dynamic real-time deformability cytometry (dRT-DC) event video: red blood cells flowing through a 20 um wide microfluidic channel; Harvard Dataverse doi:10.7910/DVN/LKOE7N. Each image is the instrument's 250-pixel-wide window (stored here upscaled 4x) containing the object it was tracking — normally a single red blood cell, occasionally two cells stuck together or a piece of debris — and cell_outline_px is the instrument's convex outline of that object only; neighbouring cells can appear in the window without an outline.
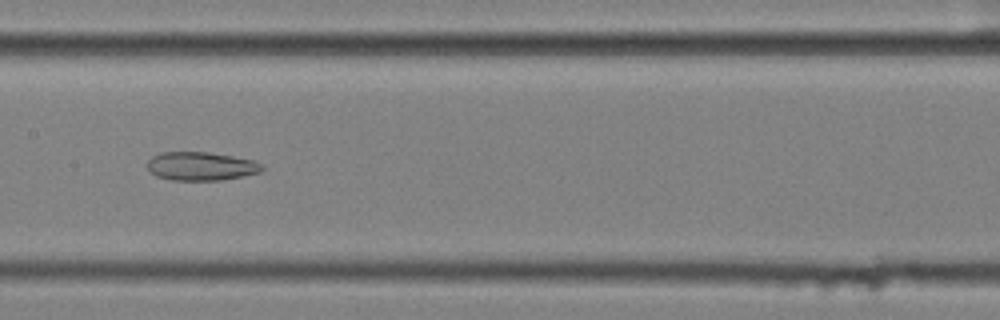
{"species": "common noctule bat (a hibernating species)", "species_latin": "Nyctalus noctula", "temperature_condition": "cold", "stored_images_in_passage": 58, "camera_frame_rate_fps": 3000, "um_per_image_px": 0.085, "animal": {"sex": "female", "body_mass_g": 25.1}, "frame": {"image": 1, "passage_image": 30, "time_ms": 9.667, "image_size_px": [1000, 320], "cell_outline_px": [[264, 168], [260, 172], [220, 180], [172, 180], [156, 176], [148, 172], [148, 160], [152, 156], [160, 152], [208, 152], [232, 156], [252, 160], [260, 164]], "centroid_in_image_um": [17.02, 14.12], "position_along_channel_um": 190.4, "area_um2": 18.96}}
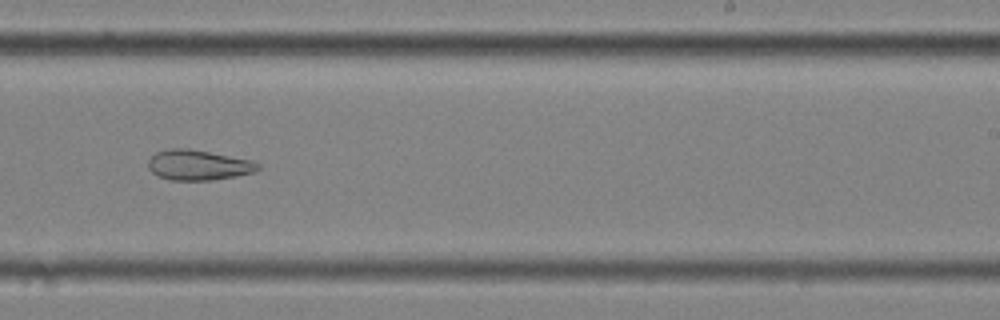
{"frame": {"image": 2, "passage_image": 37, "time_ms": 12.0, "image_size_px": [1000, 320], "cell_outline_px": [[260, 168], [252, 172], [236, 176], [212, 180], [172, 180], [156, 176], [148, 168], [148, 160], [156, 152], [168, 148], [188, 148], [252, 160], [260, 164]], "centroid_in_image_um": [16.83, 14.02], "position_along_channel_um": 272.2, "area_um2": 19.36}}
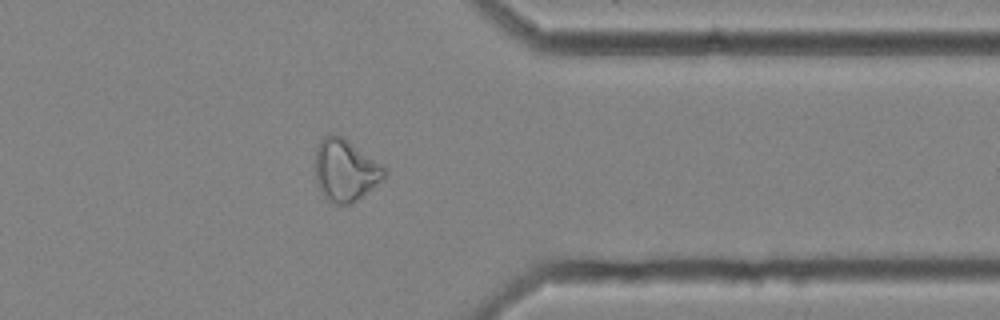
{"frame": {"image": 3, "passage_image": 47, "time_ms": 15.333, "image_size_px": [1000, 320], "cell_outline_px": [[388, 172], [384, 180], [352, 204], [336, 204], [324, 196], [320, 192], [316, 184], [316, 148], [320, 140], [324, 136], [344, 136], [380, 164]], "centroid_in_image_um": [29.37, 14.49], "position_along_channel_um": 382.0, "area_um2": 24.91}, "authors_computed_cell_mechanics": {"area_um2": 26.6458, "velocity_mm_per_s": 3.5111, "shape_relaxation_time_tau1_ms": null, "shape_relaxation_time_tau2_ms": 4.3148, "deformation_change_tau1": null, "deformation_change_tau2": 0.123}}